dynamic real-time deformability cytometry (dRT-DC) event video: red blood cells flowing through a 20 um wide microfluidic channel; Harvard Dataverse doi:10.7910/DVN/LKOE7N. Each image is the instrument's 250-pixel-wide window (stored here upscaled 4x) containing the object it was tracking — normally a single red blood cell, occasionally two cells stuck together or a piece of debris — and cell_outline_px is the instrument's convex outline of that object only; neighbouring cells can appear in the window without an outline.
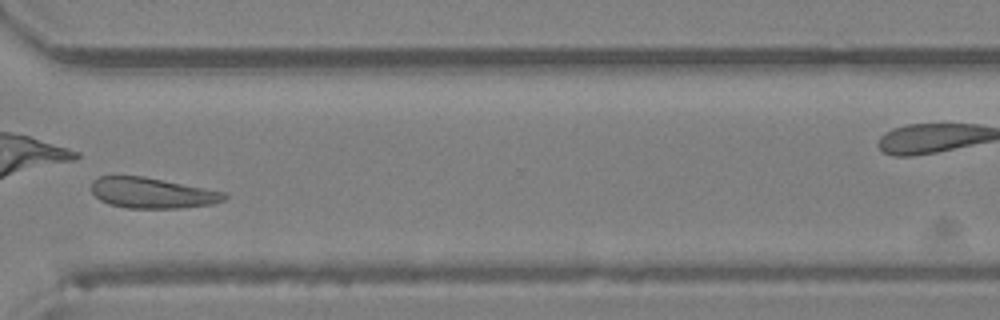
{"species": "Egyptian fruit bat (a non-hibernating species)", "species_latin": "Rousettus aegyptiacus", "temperature_condition": "room temperature", "stored_images_in_passage": 31, "camera_frame_rate_fps": 3000, "um_per_image_px": 0.085, "animal": {"sex": "female"}, "frame": {"image": 1, "passage_image": 22, "time_ms": 7.0, "image_size_px": [1000, 320], "cell_outline_px": [[228, 196], [224, 200], [212, 204], [180, 208], [128, 208], [108, 204], [100, 200], [92, 192], [92, 180], [100, 176], [144, 176], [224, 192]], "centroid_in_image_um": [12.91, 16.4], "position_along_channel_um": 357.7, "area_um2": 23.58}}
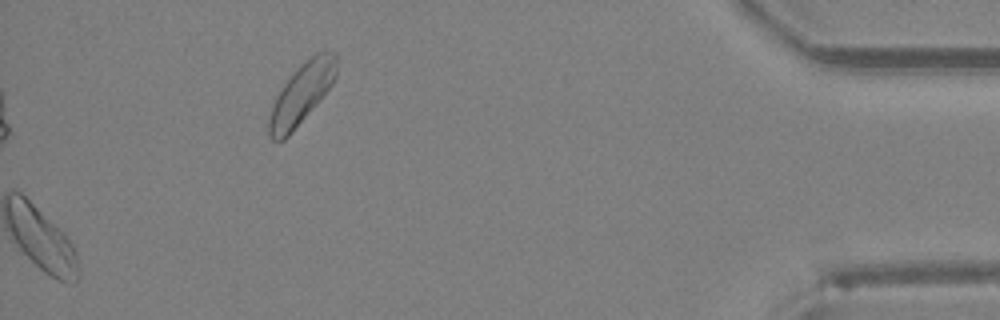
{"frame": {"image": 2, "passage_image": 31, "time_ms": 10.0, "image_size_px": [1000, 320], "cell_outline_px": [[336, 76], [332, 84], [320, 100], [292, 132], [284, 140], [272, 140], [268, 132], [268, 120], [276, 96], [292, 72], [296, 68], [316, 52], [324, 48], [336, 52]], "centroid_in_image_um": [25.65, 7.92], "position_along_channel_um": 409.6, "area_um2": 23.81}}